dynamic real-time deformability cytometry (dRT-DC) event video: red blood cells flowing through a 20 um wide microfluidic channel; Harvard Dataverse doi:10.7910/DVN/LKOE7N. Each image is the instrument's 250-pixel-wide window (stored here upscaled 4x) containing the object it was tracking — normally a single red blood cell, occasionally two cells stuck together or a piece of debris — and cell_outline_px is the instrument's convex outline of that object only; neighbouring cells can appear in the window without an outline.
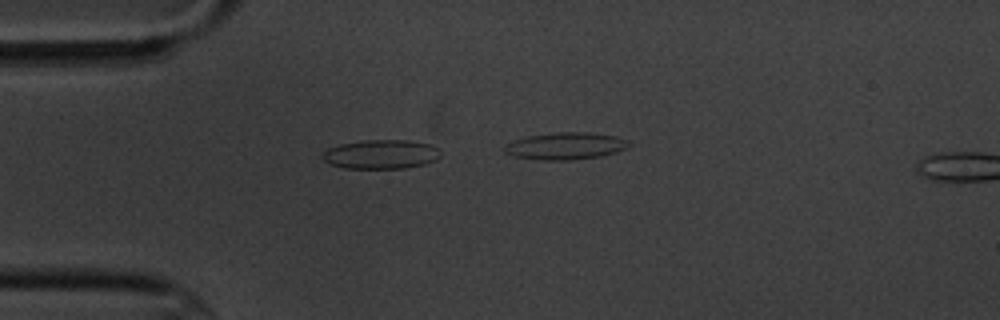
{"species": "common noctule bat (a hibernating species)", "species_latin": "Nyctalus noctula", "temperature_condition": "cold", "stored_images_in_passage": 4, "camera_frame_rate_fps": 3000, "um_per_image_px": 0.085, "animal": {"sex": "male", "body_mass_g": 20.1, "forearm_length_mm": 53.5}, "frame": {"image": 1, "passage_image": 3, "time_ms": 3.333, "image_size_px": [1000, 320], "cell_outline_px": [[444, 152], [436, 160], [424, 164], [404, 168], [344, 168], [328, 164], [320, 156], [328, 148], [340, 144], [364, 140], [408, 140], [432, 144], [440, 148]], "centroid_in_image_um": [32.42, 13.11], "position_along_channel_um": 52.6, "area_um2": 20.35}}